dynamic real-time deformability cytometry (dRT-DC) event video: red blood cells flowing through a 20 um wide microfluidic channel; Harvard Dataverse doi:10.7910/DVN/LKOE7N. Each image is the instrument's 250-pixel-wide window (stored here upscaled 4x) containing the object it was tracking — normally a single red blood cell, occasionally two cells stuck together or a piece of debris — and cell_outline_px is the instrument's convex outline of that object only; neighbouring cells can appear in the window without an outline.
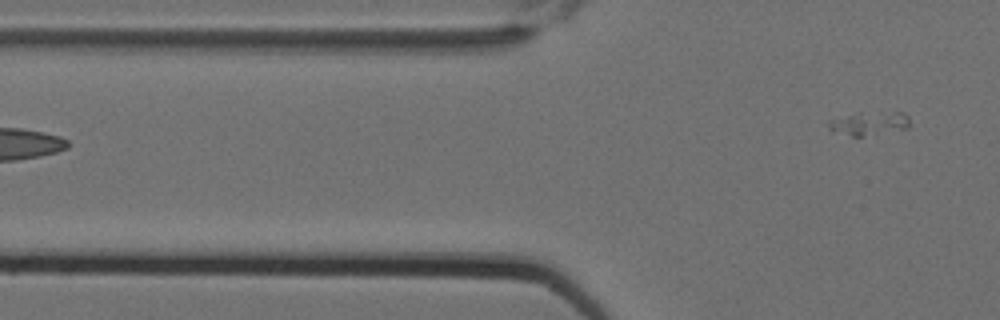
{"species": "Egyptian fruit bat (a non-hibernating species)", "species_latin": "Rousettus aegyptiacus", "temperature_condition": "cold", "stored_images_in_passage": 7, "segment_of_instrument_passage": [2, 2], "camera_frame_rate_fps": 3000, "um_per_image_px": 0.085, "animal": {"sex": "female"}, "frame": {"image": 1, "passage_image": 7, "time_ms": 2.0, "image_size_px": [1000, 320], "cell_outline_px": [[908, 128], [860, 136], [852, 136], [832, 132], [828, 128], [828, 124], [832, 120], [860, 112], [904, 112], [908, 116]], "centroid_in_image_um": [73.88, 10.48], "position_along_channel_um": 51.9, "area_um2": 10.87}}